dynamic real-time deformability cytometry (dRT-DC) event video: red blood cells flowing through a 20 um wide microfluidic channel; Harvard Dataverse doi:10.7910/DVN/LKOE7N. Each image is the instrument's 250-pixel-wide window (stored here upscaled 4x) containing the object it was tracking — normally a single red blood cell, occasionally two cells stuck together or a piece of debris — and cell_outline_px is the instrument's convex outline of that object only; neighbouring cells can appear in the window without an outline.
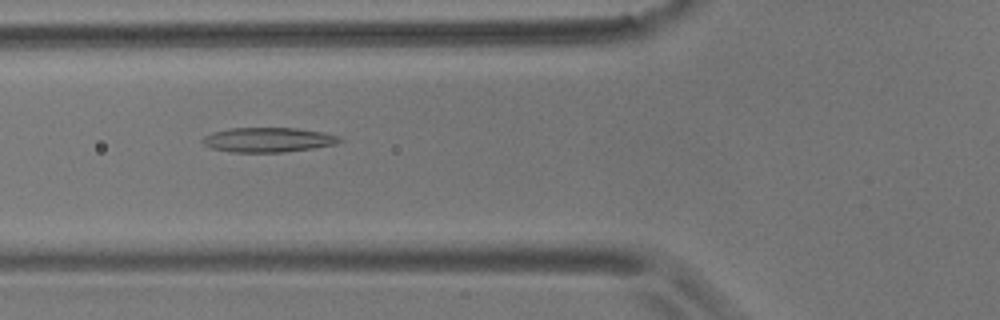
{"species": "common noctule bat (a hibernating species)", "species_latin": "Nyctalus noctula", "temperature_condition": "room temperature", "stored_images_in_passage": 49, "camera_frame_rate_fps": 3000, "um_per_image_px": 0.085, "animal": {"sex": "male", "body_mass_g": 17.9}, "frame": {"image": 1, "passage_image": 14, "time_ms": 4.333, "image_size_px": [1000, 320], "cell_outline_px": [[344, 140], [336, 144], [312, 148], [284, 152], [232, 152], [212, 148], [204, 144], [200, 140], [204, 136], [212, 132], [228, 128], [296, 128], [324, 132], [336, 136]], "centroid_in_image_um": [22.77, 11.88], "position_along_channel_um": 103.0, "area_um2": 19.65}}
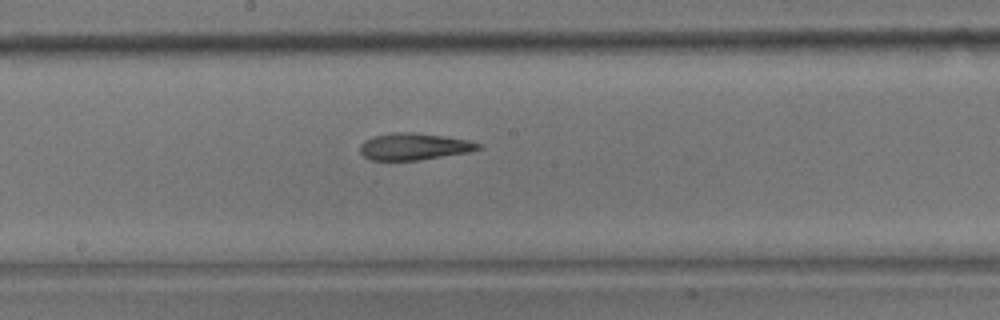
{"frame": {"image": 2, "passage_image": 23, "time_ms": 7.333, "image_size_px": [1000, 320], "cell_outline_px": [[484, 148], [468, 152], [420, 160], [368, 160], [360, 152], [360, 144], [364, 140], [372, 136], [392, 132], [412, 132], [444, 136], [468, 140], [484, 144]], "centroid_in_image_um": [35.2, 12.45], "position_along_channel_um": 213.0, "area_um2": 18.73}}
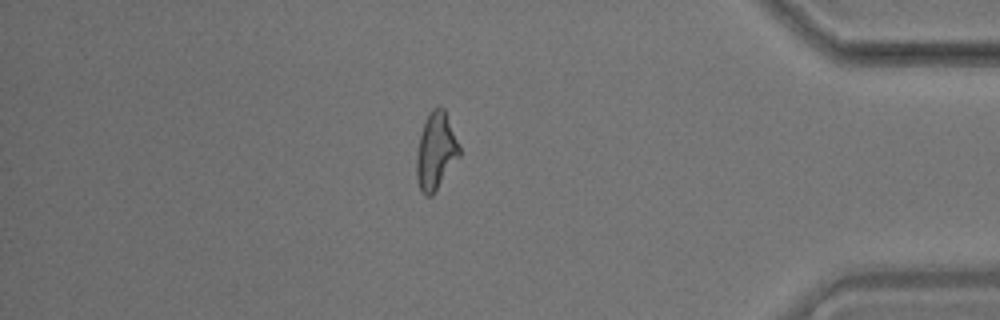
{"frame": {"image": 3, "passage_image": 41, "time_ms": 13.333, "image_size_px": [1000, 320], "cell_outline_px": [[460, 156], [432, 196], [428, 196], [420, 188], [416, 176], [416, 152], [420, 136], [428, 112], [432, 108], [440, 104], [444, 108], [460, 144]], "centroid_in_image_um": [37.06, 12.79], "position_along_channel_um": 398.1, "area_um2": 19.36}, "authors_computed_cell_mechanics": {"area_um2": 19.363, "velocity_mm_per_s": 3.6574, "shape_relaxation_time_tau1_ms": 11.2662, "shape_relaxation_time_tau2_ms": 2.8313, "deformation_change_tau1": 0.2505, "deformation_change_tau2": 0.1147}}